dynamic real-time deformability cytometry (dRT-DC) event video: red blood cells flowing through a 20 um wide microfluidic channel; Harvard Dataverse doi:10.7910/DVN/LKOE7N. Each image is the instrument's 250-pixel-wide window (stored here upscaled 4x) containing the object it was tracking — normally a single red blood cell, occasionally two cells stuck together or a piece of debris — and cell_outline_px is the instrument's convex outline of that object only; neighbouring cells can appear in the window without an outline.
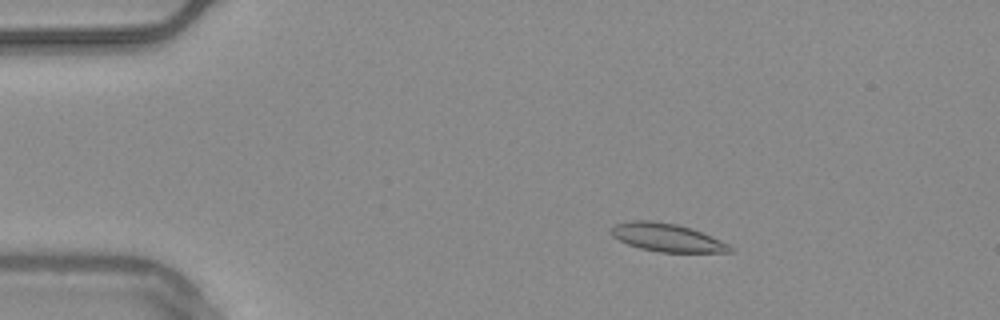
{"species": "common noctule bat (a hibernating species)", "species_latin": "Nyctalus noctula", "temperature_condition": "warm", "stored_images_in_passage": 49, "camera_frame_rate_fps": 3000, "um_per_image_px": 0.085, "animal": {"sex": "male", "body_mass_g": 20.4}, "frame": {"image": 1, "passage_image": 4, "time_ms": 1.0, "image_size_px": [1000, 320], "cell_outline_px": [[736, 248], [732, 252], [660, 252], [640, 248], [628, 244], [612, 236], [608, 232], [608, 228], [616, 224], [632, 220], [652, 220], [676, 224], [700, 232], [720, 240]], "centroid_in_image_um": [56.65, 20.19], "position_along_channel_um": 28.4, "area_um2": 19.42}}
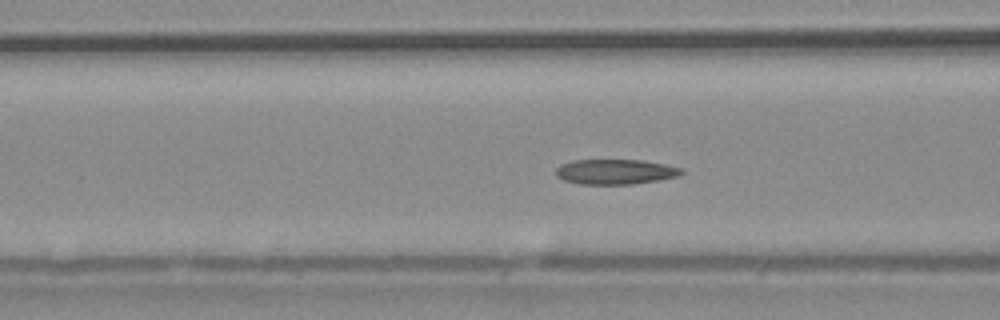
{"frame": {"image": 2, "passage_image": 16, "time_ms": 5.0, "image_size_px": [1000, 320], "cell_outline_px": [[684, 172], [680, 176], [660, 180], [632, 184], [580, 184], [564, 180], [556, 176], [556, 168], [560, 164], [572, 160], [644, 160], [684, 168]], "centroid_in_image_um": [52.33, 14.6], "position_along_channel_um": 114.3, "area_um2": 18.55}}
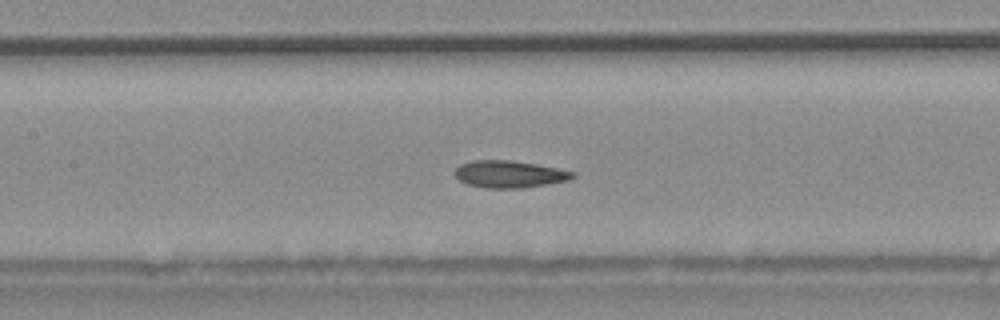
{"frame": {"image": 3, "passage_image": 20, "time_ms": 6.333, "image_size_px": [1000, 320], "cell_outline_px": [[576, 176], [568, 180], [548, 184], [520, 188], [484, 188], [468, 184], [460, 180], [456, 176], [456, 168], [460, 164], [472, 160], [512, 160], [536, 164], [576, 172]], "centroid_in_image_um": [43.31, 14.8], "position_along_channel_um": 164.1, "area_um2": 18.55}, "authors_computed_cell_mechanics": {"area_um2": 18.5538, "velocity_mm_per_s": 3.7202, "shape_relaxation_time_tau1_ms": null, "shape_relaxation_time_tau2_ms": 2.6198, "deformation_change_tau1": null, "deformation_change_tau2": 0.0808}}